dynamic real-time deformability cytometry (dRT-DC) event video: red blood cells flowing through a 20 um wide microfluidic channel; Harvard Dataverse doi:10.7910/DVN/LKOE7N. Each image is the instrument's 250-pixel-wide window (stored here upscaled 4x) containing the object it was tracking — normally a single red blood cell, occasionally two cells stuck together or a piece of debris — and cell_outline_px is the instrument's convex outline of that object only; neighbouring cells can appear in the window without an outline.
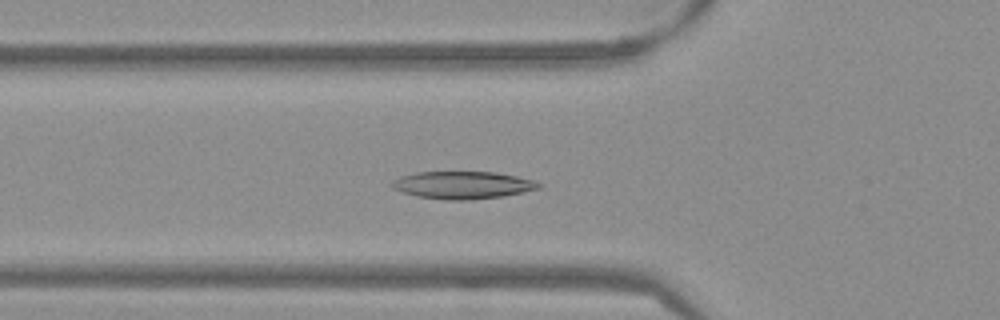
{"species": "Egyptian fruit bat (a non-hibernating species)", "species_latin": "Rousettus aegyptiacus", "temperature_condition": "warm", "stored_images_in_passage": 34, "camera_frame_rate_fps": 3000, "um_per_image_px": 0.085, "frame": {"image": 1, "passage_image": 19, "time_ms": 6.0, "image_size_px": [1000, 320], "cell_outline_px": [[544, 184], [540, 188], [504, 196], [468, 200], [448, 200], [416, 196], [400, 192], [392, 188], [388, 184], [392, 180], [400, 176], [416, 172], [492, 172], [516, 176], [536, 180]], "centroid_in_image_um": [39.3, 15.73], "position_along_channel_um": 86.5, "area_um2": 23.76}}
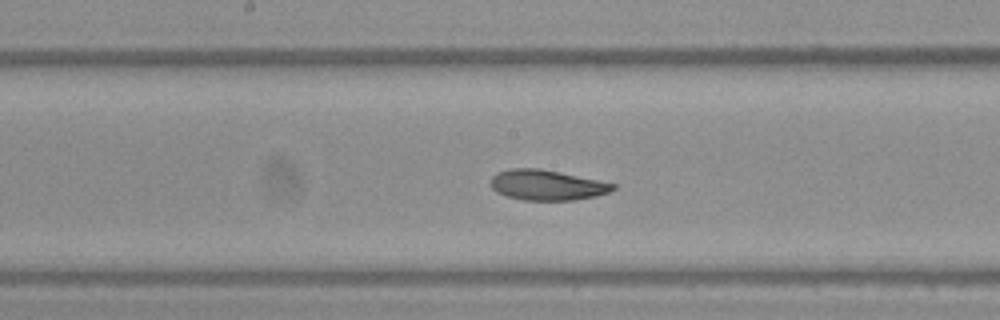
{"frame": {"image": 2, "passage_image": 28, "time_ms": 9.0, "image_size_px": [1000, 320], "cell_outline_px": [[616, 188], [608, 192], [596, 196], [572, 200], [524, 200], [508, 196], [496, 192], [492, 188], [492, 176], [496, 172], [512, 168], [536, 168], [616, 184]], "centroid_in_image_um": [46.46, 15.73], "position_along_channel_um": 201.7, "area_um2": 21.15}}
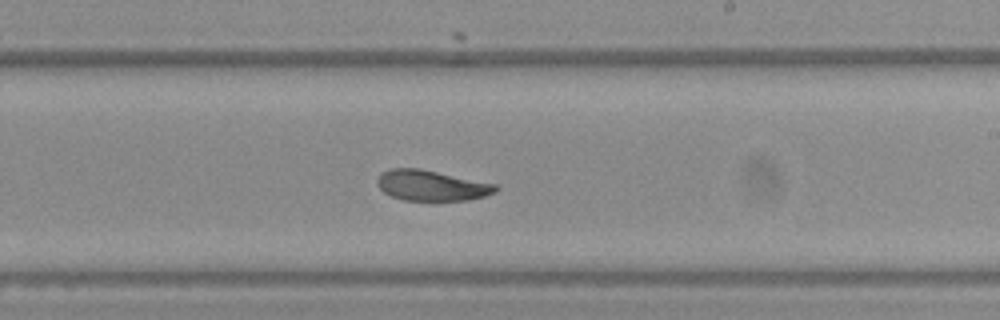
{"frame": {"image": 3, "passage_image": 32, "time_ms": 10.333, "image_size_px": [1000, 320], "cell_outline_px": [[500, 188], [496, 192], [484, 196], [468, 200], [404, 200], [392, 196], [384, 192], [376, 184], [376, 180], [380, 172], [392, 168], [420, 168], [496, 184]], "centroid_in_image_um": [36.66, 15.76], "position_along_channel_um": 252.3, "area_um2": 21.1}}